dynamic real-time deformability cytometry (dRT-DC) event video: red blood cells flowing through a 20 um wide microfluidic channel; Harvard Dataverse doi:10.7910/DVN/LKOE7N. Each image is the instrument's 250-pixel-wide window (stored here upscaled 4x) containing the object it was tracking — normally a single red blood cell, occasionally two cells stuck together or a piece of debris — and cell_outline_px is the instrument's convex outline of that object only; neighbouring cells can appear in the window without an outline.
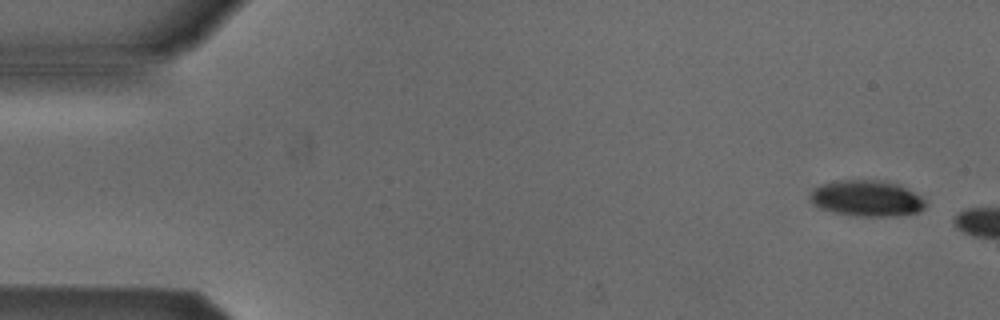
{"species": "Egyptian fruit bat (a non-hibernating species)", "species_latin": "Rousettus aegyptiacus", "temperature_condition": "cold", "stored_images_in_passage": 2, "camera_frame_rate_fps": 3000, "um_per_image_px": 0.085, "animal": {"sex": "male"}, "frame": {"image": 1, "passage_image": 1, "time_ms": 0.0, "image_size_px": [1000, 320], "cell_outline_px": [[928, 204], [920, 212], [896, 216], [856, 216], [832, 212], [820, 208], [812, 204], [812, 192], [820, 184], [836, 180], [876, 180], [896, 184], [920, 196]], "centroid_in_image_um": [73.68, 16.87], "position_along_channel_um": 11.3, "area_um2": 24.04}}